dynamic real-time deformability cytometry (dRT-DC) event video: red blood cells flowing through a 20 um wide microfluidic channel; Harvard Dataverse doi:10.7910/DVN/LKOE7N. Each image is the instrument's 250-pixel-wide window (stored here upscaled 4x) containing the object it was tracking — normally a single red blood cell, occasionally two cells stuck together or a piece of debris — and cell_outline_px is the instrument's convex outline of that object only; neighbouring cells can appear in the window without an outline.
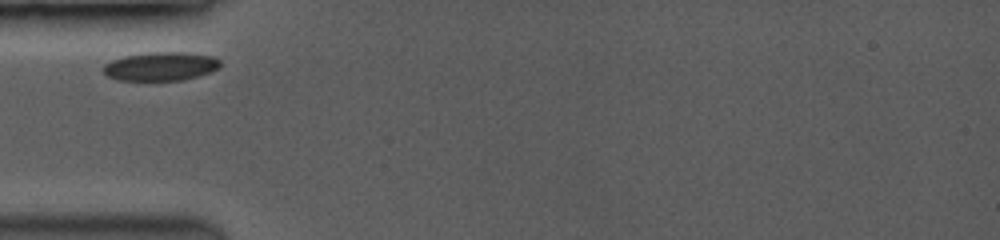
{"species": "common noctule bat (a hibernating species)", "species_latin": "Nyctalus noctula", "temperature_condition": "room temperature", "stored_images_in_passage": 4, "camera_frame_rate_fps": 3500, "um_per_image_px": 0.085, "animal": {"sex": "female", "body_mass_g": 19.0, "forearm_length_mm": 53.3}, "frame": {"image": 1, "passage_image": 1, "time_ms": 0.0, "image_size_px": [1000, 240], "cell_outline_px": [[220, 68], [212, 72], [180, 80], [116, 80], [108, 76], [104, 72], [104, 64], [112, 60], [124, 56], [148, 52], [184, 52], [212, 56], [220, 60]], "centroid_in_image_um": [13.67, 5.63], "position_along_channel_um": 71.3, "area_um2": 19.48}}
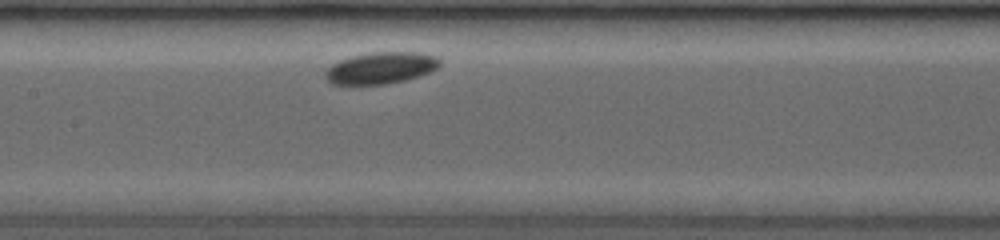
{"frame": {"image": 2, "passage_image": 4, "time_ms": 2.857, "image_size_px": [1000, 240], "cell_outline_px": [[440, 64], [436, 68], [428, 72], [404, 80], [384, 84], [332, 84], [324, 76], [324, 72], [332, 64], [340, 60], [352, 56], [372, 52], [416, 52], [440, 56]], "centroid_in_image_um": [32.36, 5.76], "position_along_channel_um": 175.0, "area_um2": 20.92}}